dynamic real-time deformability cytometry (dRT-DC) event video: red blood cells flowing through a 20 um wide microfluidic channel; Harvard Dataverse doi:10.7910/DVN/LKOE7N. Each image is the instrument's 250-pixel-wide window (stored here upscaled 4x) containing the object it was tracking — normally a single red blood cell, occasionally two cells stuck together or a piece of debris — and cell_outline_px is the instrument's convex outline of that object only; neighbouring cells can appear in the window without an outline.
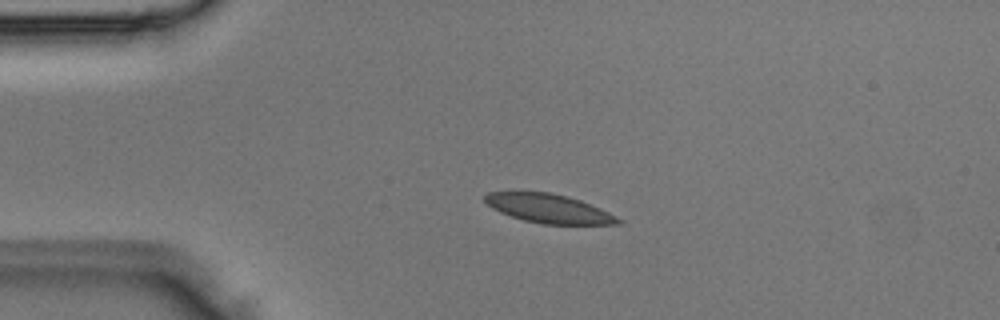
{"species": "Egyptian fruit bat (a non-hibernating species)", "species_latin": "Rousettus aegyptiacus", "temperature_condition": "room temperature", "stored_images_in_passage": 6, "camera_frame_rate_fps": 3000, "um_per_image_px": 0.085, "animal": {"sex": "male"}, "frame": {"image": 1, "passage_image": 2, "time_ms": 0.333, "image_size_px": [1000, 320], "cell_outline_px": [[624, 224], [544, 224], [524, 220], [500, 212], [492, 208], [484, 200], [484, 196], [488, 192], [548, 192], [568, 196], [580, 200], [600, 208], [624, 220]], "centroid_in_image_um": [46.68, 17.73], "position_along_channel_um": 38.3, "area_um2": 22.31}}
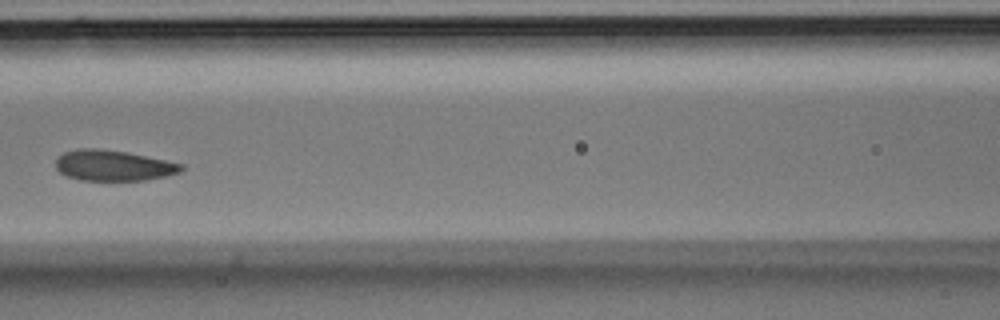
{"frame": {"image": 2, "passage_image": 5, "time_ms": 1.333, "image_size_px": [1000, 320], "cell_outline_px": [[184, 168], [180, 172], [164, 176], [144, 180], [80, 180], [68, 176], [60, 172], [56, 168], [56, 160], [64, 152], [76, 148], [100, 148], [128, 152], [184, 164]], "centroid_in_image_um": [9.63, 14.05], "position_along_channel_um": 157.0, "area_um2": 22.43}}
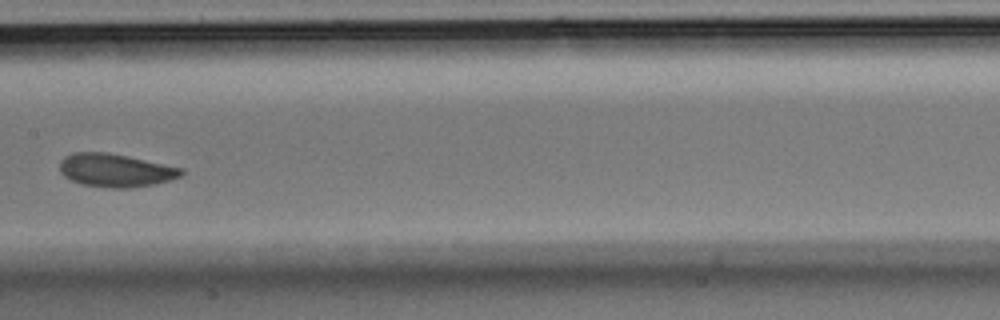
{"frame": {"image": 3, "passage_image": 6, "time_ms": 1.667, "image_size_px": [1000, 320], "cell_outline_px": [[184, 172], [180, 176], [156, 184], [128, 188], [112, 188], [80, 184], [64, 176], [60, 172], [60, 160], [64, 156], [72, 152], [104, 152], [128, 156], [184, 168]], "centroid_in_image_um": [9.8, 14.47], "position_along_channel_um": 197.6, "area_um2": 23.58}}